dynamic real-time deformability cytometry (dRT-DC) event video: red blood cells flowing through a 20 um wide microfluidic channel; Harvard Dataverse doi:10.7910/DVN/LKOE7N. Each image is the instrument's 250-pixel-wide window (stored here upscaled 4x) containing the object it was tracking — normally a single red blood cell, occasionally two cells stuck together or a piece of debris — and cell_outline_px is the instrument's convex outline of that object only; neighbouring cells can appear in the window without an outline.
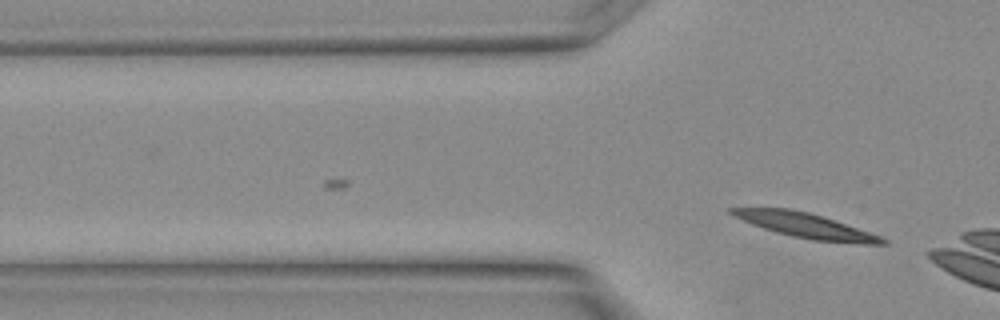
{"species": "Egyptian fruit bat (a non-hibernating species)", "species_latin": "Rousettus aegyptiacus", "temperature_condition": "warm", "stored_images_in_passage": 8, "camera_frame_rate_fps": 3000, "um_per_image_px": 0.085, "animal": {"sex": "female"}, "frame": {"image": 1, "passage_image": 8, "time_ms": 2.333, "image_size_px": [1000, 320], "cell_outline_px": [[888, 244], [864, 244], [812, 240], [792, 236], [776, 232], [752, 224], [728, 212], [728, 208], [792, 208], [808, 212], [880, 236], [888, 240]], "centroid_in_image_um": [68.48, 19.17], "position_along_channel_um": 57.3, "area_um2": 21.27}}